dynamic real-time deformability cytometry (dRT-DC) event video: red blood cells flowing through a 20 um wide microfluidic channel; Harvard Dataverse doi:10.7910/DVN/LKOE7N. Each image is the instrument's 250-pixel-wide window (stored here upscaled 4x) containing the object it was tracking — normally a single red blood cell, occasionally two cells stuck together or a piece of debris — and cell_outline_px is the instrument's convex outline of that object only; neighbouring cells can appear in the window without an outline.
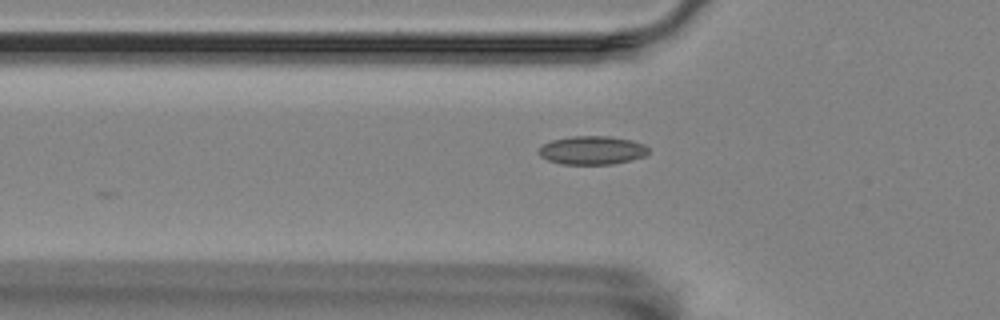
{"species": "Egyptian fruit bat (a non-hibernating species)", "species_latin": "Rousettus aegyptiacus", "temperature_condition": "room temperature", "stored_images_in_passage": 30, "camera_frame_rate_fps": 3000, "um_per_image_px": 0.085, "animal": {"sex": "female"}, "frame": {"image": 1, "passage_image": 4, "time_ms": 1.0, "image_size_px": [1000, 320], "cell_outline_px": [[648, 152], [644, 156], [612, 164], [560, 164], [548, 160], [540, 156], [536, 152], [544, 144], [552, 140], [572, 136], [608, 136], [632, 140], [644, 144], [648, 148]], "centroid_in_image_um": [50.3, 12.77], "position_along_channel_um": 75.5, "area_um2": 18.15}}
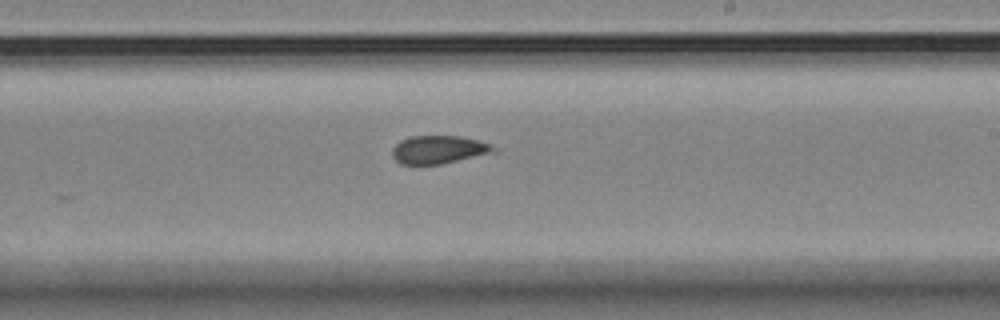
{"frame": {"image": 2, "passage_image": 19, "time_ms": 6.0, "image_size_px": [1000, 320], "cell_outline_px": [[500, 152], [440, 164], [400, 164], [392, 156], [392, 148], [400, 140], [408, 136], [460, 136], [476, 140], [488, 144], [496, 148]], "centroid_in_image_um": [37.3, 12.72], "position_along_channel_um": 251.7, "area_um2": 16.7}}
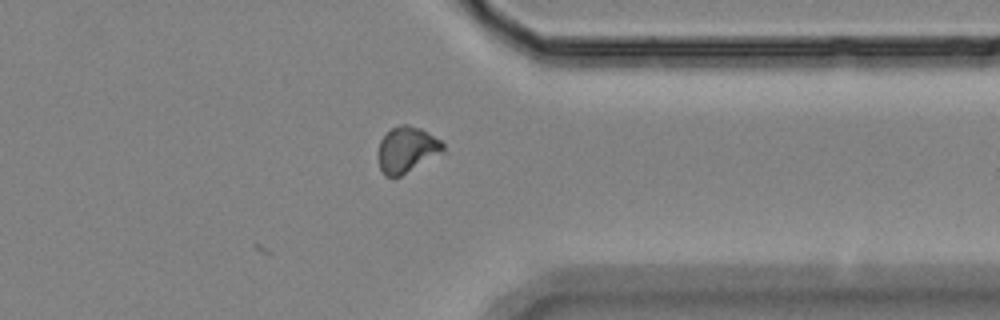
{"frame": {"image": 3, "passage_image": 30, "time_ms": 9.667, "image_size_px": [1000, 320], "cell_outline_px": [[448, 152], [400, 176], [384, 176], [380, 168], [376, 156], [376, 152], [380, 140], [392, 128], [400, 124], [408, 124], [420, 128], [428, 132], [440, 140], [444, 144]], "centroid_in_image_um": [34.61, 12.73], "position_along_channel_um": 376.8, "area_um2": 17.98}, "authors_computed_cell_mechanics": {"area_um2": 17.4845, "velocity_mm_per_s": 3.5049, "shape_relaxation_time_tau1_ms": null, "shape_relaxation_time_tau2_ms": 3.0507, "deformation_change_tau1": null, "deformation_change_tau2": 0.0838}}